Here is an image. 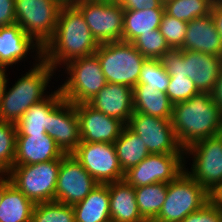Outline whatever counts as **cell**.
I'll use <instances>...</instances> for the list:
<instances>
[{
	"instance_id": "cell-1",
	"label": "cell",
	"mask_w": 222,
	"mask_h": 222,
	"mask_svg": "<svg viewBox=\"0 0 222 222\" xmlns=\"http://www.w3.org/2000/svg\"><path fill=\"white\" fill-rule=\"evenodd\" d=\"M98 46L82 13L67 0L59 11L53 36L42 47V59L56 71L59 65L94 54Z\"/></svg>"
},
{
	"instance_id": "cell-2",
	"label": "cell",
	"mask_w": 222,
	"mask_h": 222,
	"mask_svg": "<svg viewBox=\"0 0 222 222\" xmlns=\"http://www.w3.org/2000/svg\"><path fill=\"white\" fill-rule=\"evenodd\" d=\"M171 123L178 142L186 149L198 140L222 133V109L211 93H199L173 105Z\"/></svg>"
},
{
	"instance_id": "cell-3",
	"label": "cell",
	"mask_w": 222,
	"mask_h": 222,
	"mask_svg": "<svg viewBox=\"0 0 222 222\" xmlns=\"http://www.w3.org/2000/svg\"><path fill=\"white\" fill-rule=\"evenodd\" d=\"M37 60L33 68L8 90L6 80L0 102L1 121L16 123L33 104L47 97L44 91L55 70L42 58Z\"/></svg>"
},
{
	"instance_id": "cell-4",
	"label": "cell",
	"mask_w": 222,
	"mask_h": 222,
	"mask_svg": "<svg viewBox=\"0 0 222 222\" xmlns=\"http://www.w3.org/2000/svg\"><path fill=\"white\" fill-rule=\"evenodd\" d=\"M160 61L169 76L189 77L200 93H212L222 67V57L180 49H171Z\"/></svg>"
},
{
	"instance_id": "cell-5",
	"label": "cell",
	"mask_w": 222,
	"mask_h": 222,
	"mask_svg": "<svg viewBox=\"0 0 222 222\" xmlns=\"http://www.w3.org/2000/svg\"><path fill=\"white\" fill-rule=\"evenodd\" d=\"M107 83L134 88L138 84L142 65L146 59L131 42L114 41L99 44L94 53Z\"/></svg>"
},
{
	"instance_id": "cell-6",
	"label": "cell",
	"mask_w": 222,
	"mask_h": 222,
	"mask_svg": "<svg viewBox=\"0 0 222 222\" xmlns=\"http://www.w3.org/2000/svg\"><path fill=\"white\" fill-rule=\"evenodd\" d=\"M211 200V194L186 171L168 183L162 209L153 222H181Z\"/></svg>"
},
{
	"instance_id": "cell-7",
	"label": "cell",
	"mask_w": 222,
	"mask_h": 222,
	"mask_svg": "<svg viewBox=\"0 0 222 222\" xmlns=\"http://www.w3.org/2000/svg\"><path fill=\"white\" fill-rule=\"evenodd\" d=\"M65 155L32 165H13L7 173L11 184L34 204L55 201L58 171Z\"/></svg>"
},
{
	"instance_id": "cell-8",
	"label": "cell",
	"mask_w": 222,
	"mask_h": 222,
	"mask_svg": "<svg viewBox=\"0 0 222 222\" xmlns=\"http://www.w3.org/2000/svg\"><path fill=\"white\" fill-rule=\"evenodd\" d=\"M99 44L123 41L124 10L117 0H69Z\"/></svg>"
},
{
	"instance_id": "cell-9",
	"label": "cell",
	"mask_w": 222,
	"mask_h": 222,
	"mask_svg": "<svg viewBox=\"0 0 222 222\" xmlns=\"http://www.w3.org/2000/svg\"><path fill=\"white\" fill-rule=\"evenodd\" d=\"M63 66L69 77L59 89L63 99L74 105L87 103L107 83L95 54L74 59Z\"/></svg>"
},
{
	"instance_id": "cell-10",
	"label": "cell",
	"mask_w": 222,
	"mask_h": 222,
	"mask_svg": "<svg viewBox=\"0 0 222 222\" xmlns=\"http://www.w3.org/2000/svg\"><path fill=\"white\" fill-rule=\"evenodd\" d=\"M184 154L193 155L191 172L185 171L211 195L216 194L222 188V133L198 140Z\"/></svg>"
},
{
	"instance_id": "cell-11",
	"label": "cell",
	"mask_w": 222,
	"mask_h": 222,
	"mask_svg": "<svg viewBox=\"0 0 222 222\" xmlns=\"http://www.w3.org/2000/svg\"><path fill=\"white\" fill-rule=\"evenodd\" d=\"M67 0H15L16 23L41 47L53 36Z\"/></svg>"
},
{
	"instance_id": "cell-12",
	"label": "cell",
	"mask_w": 222,
	"mask_h": 222,
	"mask_svg": "<svg viewBox=\"0 0 222 222\" xmlns=\"http://www.w3.org/2000/svg\"><path fill=\"white\" fill-rule=\"evenodd\" d=\"M126 126L141 137L150 154H184L171 119L133 112Z\"/></svg>"
},
{
	"instance_id": "cell-13",
	"label": "cell",
	"mask_w": 222,
	"mask_h": 222,
	"mask_svg": "<svg viewBox=\"0 0 222 222\" xmlns=\"http://www.w3.org/2000/svg\"><path fill=\"white\" fill-rule=\"evenodd\" d=\"M72 155L99 184L124 180L114 143L80 142Z\"/></svg>"
},
{
	"instance_id": "cell-14",
	"label": "cell",
	"mask_w": 222,
	"mask_h": 222,
	"mask_svg": "<svg viewBox=\"0 0 222 222\" xmlns=\"http://www.w3.org/2000/svg\"><path fill=\"white\" fill-rule=\"evenodd\" d=\"M185 154H149L125 172L124 180L134 188L158 182L169 183L185 171Z\"/></svg>"
},
{
	"instance_id": "cell-15",
	"label": "cell",
	"mask_w": 222,
	"mask_h": 222,
	"mask_svg": "<svg viewBox=\"0 0 222 222\" xmlns=\"http://www.w3.org/2000/svg\"><path fill=\"white\" fill-rule=\"evenodd\" d=\"M98 184L72 154H66L58 171L55 201L73 206L86 198Z\"/></svg>"
},
{
	"instance_id": "cell-16",
	"label": "cell",
	"mask_w": 222,
	"mask_h": 222,
	"mask_svg": "<svg viewBox=\"0 0 222 222\" xmlns=\"http://www.w3.org/2000/svg\"><path fill=\"white\" fill-rule=\"evenodd\" d=\"M81 142L114 143L125 126L120 120L95 110L88 103L75 105Z\"/></svg>"
},
{
	"instance_id": "cell-17",
	"label": "cell",
	"mask_w": 222,
	"mask_h": 222,
	"mask_svg": "<svg viewBox=\"0 0 222 222\" xmlns=\"http://www.w3.org/2000/svg\"><path fill=\"white\" fill-rule=\"evenodd\" d=\"M65 154H72L81 142L75 105L63 100L51 113L49 133Z\"/></svg>"
},
{
	"instance_id": "cell-18",
	"label": "cell",
	"mask_w": 222,
	"mask_h": 222,
	"mask_svg": "<svg viewBox=\"0 0 222 222\" xmlns=\"http://www.w3.org/2000/svg\"><path fill=\"white\" fill-rule=\"evenodd\" d=\"M87 103L95 110L126 125L134 112L133 89L122 84L106 83Z\"/></svg>"
},
{
	"instance_id": "cell-19",
	"label": "cell",
	"mask_w": 222,
	"mask_h": 222,
	"mask_svg": "<svg viewBox=\"0 0 222 222\" xmlns=\"http://www.w3.org/2000/svg\"><path fill=\"white\" fill-rule=\"evenodd\" d=\"M31 49L36 50L37 58H42V47L17 23L0 27V68L17 64Z\"/></svg>"
},
{
	"instance_id": "cell-20",
	"label": "cell",
	"mask_w": 222,
	"mask_h": 222,
	"mask_svg": "<svg viewBox=\"0 0 222 222\" xmlns=\"http://www.w3.org/2000/svg\"><path fill=\"white\" fill-rule=\"evenodd\" d=\"M64 153L47 133L16 136L13 165H32L60 158Z\"/></svg>"
},
{
	"instance_id": "cell-21",
	"label": "cell",
	"mask_w": 222,
	"mask_h": 222,
	"mask_svg": "<svg viewBox=\"0 0 222 222\" xmlns=\"http://www.w3.org/2000/svg\"><path fill=\"white\" fill-rule=\"evenodd\" d=\"M180 50L198 51L222 57V42L211 14L188 22Z\"/></svg>"
},
{
	"instance_id": "cell-22",
	"label": "cell",
	"mask_w": 222,
	"mask_h": 222,
	"mask_svg": "<svg viewBox=\"0 0 222 222\" xmlns=\"http://www.w3.org/2000/svg\"><path fill=\"white\" fill-rule=\"evenodd\" d=\"M51 93L33 104L15 123L16 136L49 133L50 113L64 100L59 88Z\"/></svg>"
},
{
	"instance_id": "cell-23",
	"label": "cell",
	"mask_w": 222,
	"mask_h": 222,
	"mask_svg": "<svg viewBox=\"0 0 222 222\" xmlns=\"http://www.w3.org/2000/svg\"><path fill=\"white\" fill-rule=\"evenodd\" d=\"M111 222H146L139 213L134 187L125 180L108 183Z\"/></svg>"
},
{
	"instance_id": "cell-24",
	"label": "cell",
	"mask_w": 222,
	"mask_h": 222,
	"mask_svg": "<svg viewBox=\"0 0 222 222\" xmlns=\"http://www.w3.org/2000/svg\"><path fill=\"white\" fill-rule=\"evenodd\" d=\"M73 210L76 222H111L108 183L98 184Z\"/></svg>"
},
{
	"instance_id": "cell-25",
	"label": "cell",
	"mask_w": 222,
	"mask_h": 222,
	"mask_svg": "<svg viewBox=\"0 0 222 222\" xmlns=\"http://www.w3.org/2000/svg\"><path fill=\"white\" fill-rule=\"evenodd\" d=\"M133 108L137 113L164 119L172 118L173 104L167 94L145 84H137L133 88Z\"/></svg>"
},
{
	"instance_id": "cell-26",
	"label": "cell",
	"mask_w": 222,
	"mask_h": 222,
	"mask_svg": "<svg viewBox=\"0 0 222 222\" xmlns=\"http://www.w3.org/2000/svg\"><path fill=\"white\" fill-rule=\"evenodd\" d=\"M164 12V3L157 9L124 10L123 41L132 43L141 34L159 29Z\"/></svg>"
},
{
	"instance_id": "cell-27",
	"label": "cell",
	"mask_w": 222,
	"mask_h": 222,
	"mask_svg": "<svg viewBox=\"0 0 222 222\" xmlns=\"http://www.w3.org/2000/svg\"><path fill=\"white\" fill-rule=\"evenodd\" d=\"M35 204L14 185L3 192L0 203V222H31Z\"/></svg>"
},
{
	"instance_id": "cell-28",
	"label": "cell",
	"mask_w": 222,
	"mask_h": 222,
	"mask_svg": "<svg viewBox=\"0 0 222 222\" xmlns=\"http://www.w3.org/2000/svg\"><path fill=\"white\" fill-rule=\"evenodd\" d=\"M114 145L124 173L139 164L150 154L141 137L126 125L121 130L119 138L114 142Z\"/></svg>"
},
{
	"instance_id": "cell-29",
	"label": "cell",
	"mask_w": 222,
	"mask_h": 222,
	"mask_svg": "<svg viewBox=\"0 0 222 222\" xmlns=\"http://www.w3.org/2000/svg\"><path fill=\"white\" fill-rule=\"evenodd\" d=\"M167 187L168 183L158 182L134 188L139 213L146 222H153L158 216L167 196Z\"/></svg>"
},
{
	"instance_id": "cell-30",
	"label": "cell",
	"mask_w": 222,
	"mask_h": 222,
	"mask_svg": "<svg viewBox=\"0 0 222 222\" xmlns=\"http://www.w3.org/2000/svg\"><path fill=\"white\" fill-rule=\"evenodd\" d=\"M212 0H166L165 12L178 20L190 22L210 14Z\"/></svg>"
},
{
	"instance_id": "cell-31",
	"label": "cell",
	"mask_w": 222,
	"mask_h": 222,
	"mask_svg": "<svg viewBox=\"0 0 222 222\" xmlns=\"http://www.w3.org/2000/svg\"><path fill=\"white\" fill-rule=\"evenodd\" d=\"M31 222H76L73 206L57 201L35 204Z\"/></svg>"
},
{
	"instance_id": "cell-32",
	"label": "cell",
	"mask_w": 222,
	"mask_h": 222,
	"mask_svg": "<svg viewBox=\"0 0 222 222\" xmlns=\"http://www.w3.org/2000/svg\"><path fill=\"white\" fill-rule=\"evenodd\" d=\"M170 76L163 68L160 59L146 58L138 79V84H145L154 90L166 93Z\"/></svg>"
},
{
	"instance_id": "cell-33",
	"label": "cell",
	"mask_w": 222,
	"mask_h": 222,
	"mask_svg": "<svg viewBox=\"0 0 222 222\" xmlns=\"http://www.w3.org/2000/svg\"><path fill=\"white\" fill-rule=\"evenodd\" d=\"M16 133L15 123L0 120V174H7L14 164Z\"/></svg>"
},
{
	"instance_id": "cell-34",
	"label": "cell",
	"mask_w": 222,
	"mask_h": 222,
	"mask_svg": "<svg viewBox=\"0 0 222 222\" xmlns=\"http://www.w3.org/2000/svg\"><path fill=\"white\" fill-rule=\"evenodd\" d=\"M132 43L135 48L148 59H160L171 50L159 29L141 34Z\"/></svg>"
},
{
	"instance_id": "cell-35",
	"label": "cell",
	"mask_w": 222,
	"mask_h": 222,
	"mask_svg": "<svg viewBox=\"0 0 222 222\" xmlns=\"http://www.w3.org/2000/svg\"><path fill=\"white\" fill-rule=\"evenodd\" d=\"M187 24L188 22L178 20L166 12L162 15L159 31L171 49H180L183 46Z\"/></svg>"
},
{
	"instance_id": "cell-36",
	"label": "cell",
	"mask_w": 222,
	"mask_h": 222,
	"mask_svg": "<svg viewBox=\"0 0 222 222\" xmlns=\"http://www.w3.org/2000/svg\"><path fill=\"white\" fill-rule=\"evenodd\" d=\"M199 93L200 92L189 77L170 76L166 94L173 105L184 102Z\"/></svg>"
},
{
	"instance_id": "cell-37",
	"label": "cell",
	"mask_w": 222,
	"mask_h": 222,
	"mask_svg": "<svg viewBox=\"0 0 222 222\" xmlns=\"http://www.w3.org/2000/svg\"><path fill=\"white\" fill-rule=\"evenodd\" d=\"M181 222H220L216 204L210 200L200 210L186 216Z\"/></svg>"
},
{
	"instance_id": "cell-38",
	"label": "cell",
	"mask_w": 222,
	"mask_h": 222,
	"mask_svg": "<svg viewBox=\"0 0 222 222\" xmlns=\"http://www.w3.org/2000/svg\"><path fill=\"white\" fill-rule=\"evenodd\" d=\"M123 10L157 9L162 2L159 0H117Z\"/></svg>"
},
{
	"instance_id": "cell-39",
	"label": "cell",
	"mask_w": 222,
	"mask_h": 222,
	"mask_svg": "<svg viewBox=\"0 0 222 222\" xmlns=\"http://www.w3.org/2000/svg\"><path fill=\"white\" fill-rule=\"evenodd\" d=\"M16 23L15 0H0V27Z\"/></svg>"
},
{
	"instance_id": "cell-40",
	"label": "cell",
	"mask_w": 222,
	"mask_h": 222,
	"mask_svg": "<svg viewBox=\"0 0 222 222\" xmlns=\"http://www.w3.org/2000/svg\"><path fill=\"white\" fill-rule=\"evenodd\" d=\"M210 14L215 23L216 29L220 35L222 42V4H212Z\"/></svg>"
},
{
	"instance_id": "cell-41",
	"label": "cell",
	"mask_w": 222,
	"mask_h": 222,
	"mask_svg": "<svg viewBox=\"0 0 222 222\" xmlns=\"http://www.w3.org/2000/svg\"><path fill=\"white\" fill-rule=\"evenodd\" d=\"M211 95L214 102L222 109V67Z\"/></svg>"
},
{
	"instance_id": "cell-42",
	"label": "cell",
	"mask_w": 222,
	"mask_h": 222,
	"mask_svg": "<svg viewBox=\"0 0 222 222\" xmlns=\"http://www.w3.org/2000/svg\"><path fill=\"white\" fill-rule=\"evenodd\" d=\"M5 175V176H4ZM11 184L8 174H0V203L4 190Z\"/></svg>"
},
{
	"instance_id": "cell-43",
	"label": "cell",
	"mask_w": 222,
	"mask_h": 222,
	"mask_svg": "<svg viewBox=\"0 0 222 222\" xmlns=\"http://www.w3.org/2000/svg\"><path fill=\"white\" fill-rule=\"evenodd\" d=\"M211 200L216 204L220 216V222H222V199L217 194H213L211 195Z\"/></svg>"
},
{
	"instance_id": "cell-44",
	"label": "cell",
	"mask_w": 222,
	"mask_h": 222,
	"mask_svg": "<svg viewBox=\"0 0 222 222\" xmlns=\"http://www.w3.org/2000/svg\"><path fill=\"white\" fill-rule=\"evenodd\" d=\"M6 70L7 69L0 68V102H1L3 88H4L5 82L7 80L6 77H8V75H6Z\"/></svg>"
},
{
	"instance_id": "cell-45",
	"label": "cell",
	"mask_w": 222,
	"mask_h": 222,
	"mask_svg": "<svg viewBox=\"0 0 222 222\" xmlns=\"http://www.w3.org/2000/svg\"><path fill=\"white\" fill-rule=\"evenodd\" d=\"M212 3H214V4H222V0H212Z\"/></svg>"
},
{
	"instance_id": "cell-46",
	"label": "cell",
	"mask_w": 222,
	"mask_h": 222,
	"mask_svg": "<svg viewBox=\"0 0 222 222\" xmlns=\"http://www.w3.org/2000/svg\"><path fill=\"white\" fill-rule=\"evenodd\" d=\"M216 194L222 199V188Z\"/></svg>"
}]
</instances>
